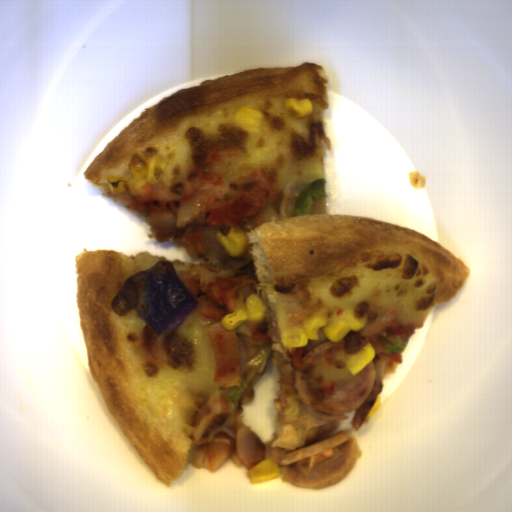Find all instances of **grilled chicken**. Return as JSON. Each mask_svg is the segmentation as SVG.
<instances>
[{
  "label": "grilled chicken",
  "instance_id": "obj_3",
  "mask_svg": "<svg viewBox=\"0 0 512 512\" xmlns=\"http://www.w3.org/2000/svg\"><path fill=\"white\" fill-rule=\"evenodd\" d=\"M420 327H423L422 324L414 321L409 325H403L395 319L392 313L384 316L375 327L370 329L366 339L368 343L372 344L374 355L380 359L383 365L392 369L402 366L403 356L402 352H386L388 338L408 340Z\"/></svg>",
  "mask_w": 512,
  "mask_h": 512
},
{
  "label": "grilled chicken",
  "instance_id": "obj_4",
  "mask_svg": "<svg viewBox=\"0 0 512 512\" xmlns=\"http://www.w3.org/2000/svg\"><path fill=\"white\" fill-rule=\"evenodd\" d=\"M137 343L140 355L149 365L171 364L174 358L171 344L155 330L147 326L139 331Z\"/></svg>",
  "mask_w": 512,
  "mask_h": 512
},
{
  "label": "grilled chicken",
  "instance_id": "obj_1",
  "mask_svg": "<svg viewBox=\"0 0 512 512\" xmlns=\"http://www.w3.org/2000/svg\"><path fill=\"white\" fill-rule=\"evenodd\" d=\"M234 271L213 267L200 258L186 270L176 272L179 281L197 300L198 312L204 319L215 321L208 325L203 335L212 354L215 369L213 383L216 391L208 396L188 394L180 411L181 428L193 446L188 463L193 468L215 472L230 458L240 469L249 471L264 459L276 461L278 469L282 459L290 452L280 447L271 448L276 434L266 443L245 423L240 421L243 404L254 399L253 386H247L238 408L228 411V401L218 396L231 387L241 386L240 345L237 334L255 342H271L270 356L278 375L276 404L281 412L291 402L289 397L298 395L295 371L308 374L316 364L306 362L302 348L283 352L278 339V319L275 311L265 301L251 275L232 276ZM256 293L262 305L268 307L262 325L244 323L238 329H222L220 320Z\"/></svg>",
  "mask_w": 512,
  "mask_h": 512
},
{
  "label": "grilled chicken",
  "instance_id": "obj_5",
  "mask_svg": "<svg viewBox=\"0 0 512 512\" xmlns=\"http://www.w3.org/2000/svg\"><path fill=\"white\" fill-rule=\"evenodd\" d=\"M334 454V448L325 450L320 453L298 460L294 467L297 470L300 466L304 464L306 469L312 472L319 463H321L323 460L332 458Z\"/></svg>",
  "mask_w": 512,
  "mask_h": 512
},
{
  "label": "grilled chicken",
  "instance_id": "obj_2",
  "mask_svg": "<svg viewBox=\"0 0 512 512\" xmlns=\"http://www.w3.org/2000/svg\"><path fill=\"white\" fill-rule=\"evenodd\" d=\"M240 145L209 147L193 156L184 177L171 186L161 179L145 182V193L106 194L140 216L157 243L182 242L193 263L200 259L219 269L232 271L235 257L221 246L216 233L244 234L264 224L263 210L280 199L281 220L292 210L293 183L278 187L261 170L251 169L226 180V159L240 157Z\"/></svg>",
  "mask_w": 512,
  "mask_h": 512
},
{
  "label": "grilled chicken",
  "instance_id": "obj_6",
  "mask_svg": "<svg viewBox=\"0 0 512 512\" xmlns=\"http://www.w3.org/2000/svg\"><path fill=\"white\" fill-rule=\"evenodd\" d=\"M318 386L326 394H330V395L334 396L335 381H322Z\"/></svg>",
  "mask_w": 512,
  "mask_h": 512
}]
</instances>
